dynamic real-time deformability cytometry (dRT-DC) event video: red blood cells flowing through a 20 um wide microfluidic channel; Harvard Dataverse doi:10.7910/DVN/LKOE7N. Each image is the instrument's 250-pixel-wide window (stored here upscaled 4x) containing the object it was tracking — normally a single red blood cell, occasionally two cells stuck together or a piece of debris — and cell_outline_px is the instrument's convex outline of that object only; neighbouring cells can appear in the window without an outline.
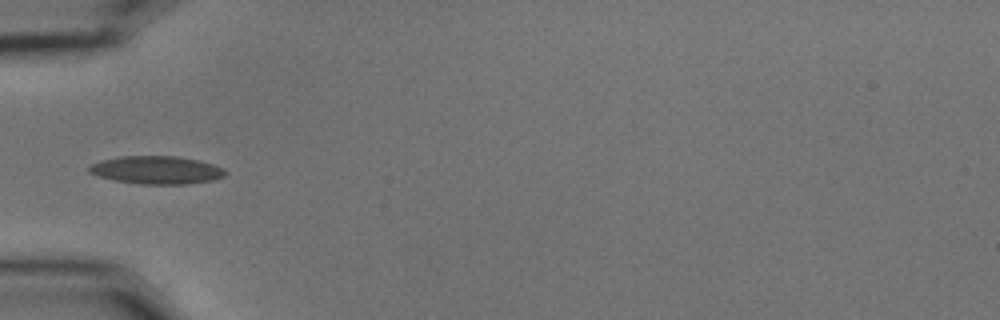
{"species": "common noctule bat (a hibernating species)", "species_latin": "Nyctalus noctula", "temperature_condition": "cold", "stored_images_in_passage": 9, "camera_frame_rate_fps": 3000, "um_per_image_px": 0.085, "animal": {"sex": "male", "body_mass_g": 15.6}, "frame": {"image": 1, "passage_image": 6, "time_ms": 1.667, "image_size_px": [1000, 320], "cell_outline_px": [[228, 172], [224, 176], [212, 180], [184, 184], [140, 184], [116, 180], [100, 176], [88, 172], [88, 168], [92, 164], [100, 160], [120, 156], [176, 156], [200, 160], [224, 168]], "centroid_in_image_um": [13.33, 14.44], "position_along_channel_um": 71.7, "area_um2": 22.14}}
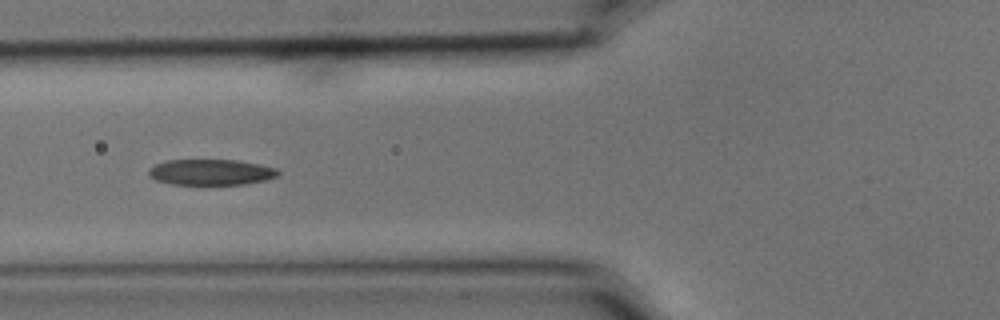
{"frame": {"image": 2, "passage_image": 7, "time_ms": 2.0, "image_size_px": [1000, 320], "cell_outline_px": [[280, 172], [276, 176], [264, 180], [244, 184], [172, 184], [156, 180], [148, 172], [148, 168], [156, 164], [168, 160], [236, 160], [260, 164], [276, 168]], "centroid_in_image_um": [17.93, 14.62], "position_along_channel_um": 107.9, "area_um2": 19.25}}